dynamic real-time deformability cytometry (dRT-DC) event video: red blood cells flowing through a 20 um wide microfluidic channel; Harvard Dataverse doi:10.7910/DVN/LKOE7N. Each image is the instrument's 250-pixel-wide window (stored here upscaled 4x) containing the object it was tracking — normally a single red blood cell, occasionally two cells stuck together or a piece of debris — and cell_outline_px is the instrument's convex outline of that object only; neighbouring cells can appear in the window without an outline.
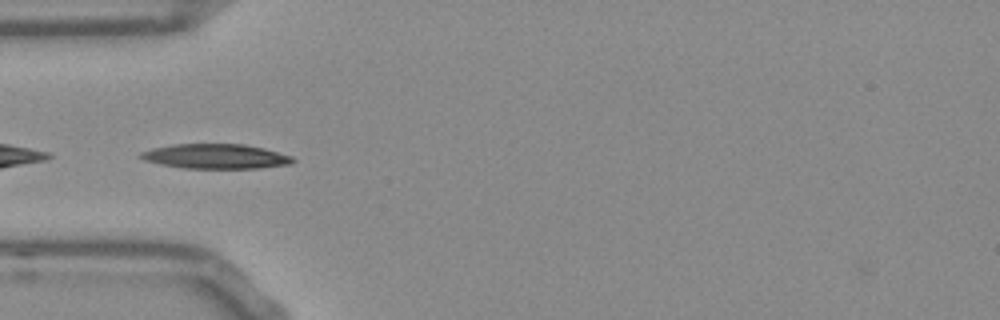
{"species": "Egyptian fruit bat (a non-hibernating species)", "species_latin": "Rousettus aegyptiacus", "temperature_condition": "room temperature", "stored_images_in_passage": 38, "camera_frame_rate_fps": 3000, "um_per_image_px": 0.085, "frame": {"image": 1, "passage_image": 1, "time_ms": 0.0, "image_size_px": [1000, 320], "cell_outline_px": [[296, 160], [292, 164], [260, 168], [184, 168], [160, 164], [144, 160], [140, 156], [140, 152], [152, 148], [172, 144], [244, 144], [264, 148], [292, 156]], "centroid_in_image_um": [18.36, 13.29], "position_along_channel_um": 66.6, "area_um2": 21.96}}
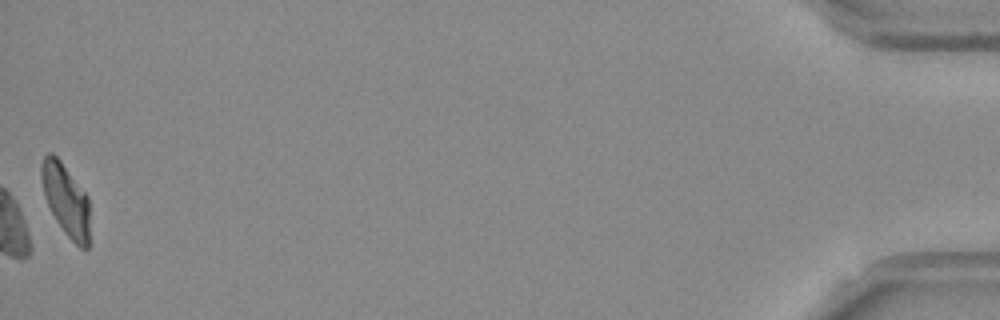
{"frame": {"image": 2, "passage_image": 38, "time_ms": 12.333, "image_size_px": [1000, 320], "cell_outline_px": [[88, 248], [80, 248], [68, 236], [56, 220], [44, 196], [40, 176], [40, 168], [44, 156], [48, 152], [52, 152], [60, 160], [88, 196]], "centroid_in_image_um": [5.57, 16.94], "position_along_channel_um": 429.6, "area_um2": 19.94}, "authors_computed_cell_mechanics": {"area_um2": 21.0103, "velocity_mm_per_s": 3.7578, "shape_relaxation_time_tau1_ms": 4.0828, "shape_relaxation_time_tau2_ms": 1.4367, "deformation_change_tau1": 0.1751, "deformation_change_tau2": 0.0742}}